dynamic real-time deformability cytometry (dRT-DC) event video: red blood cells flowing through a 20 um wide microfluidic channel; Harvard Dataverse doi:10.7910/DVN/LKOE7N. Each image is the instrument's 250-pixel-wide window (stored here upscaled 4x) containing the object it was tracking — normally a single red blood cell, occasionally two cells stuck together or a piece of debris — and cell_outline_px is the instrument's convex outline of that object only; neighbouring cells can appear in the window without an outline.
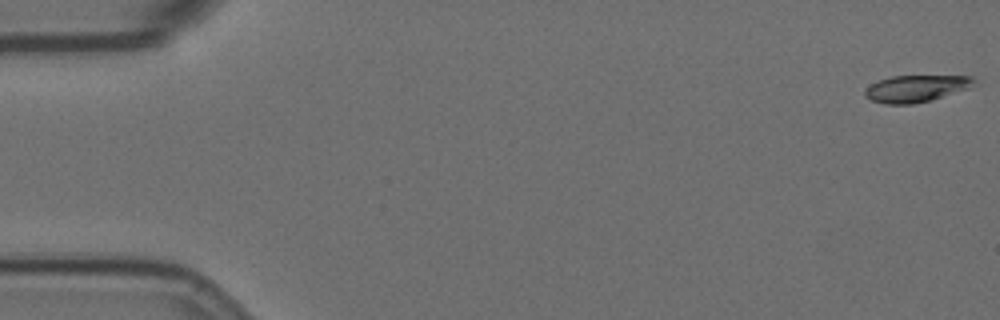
{"species": "Egyptian fruit bat (a non-hibernating species)", "species_latin": "Rousettus aegyptiacus", "temperature_condition": "room temperature", "stored_images_in_passage": 57, "camera_frame_rate_fps": 3000, "um_per_image_px": 0.085, "animal": {"sex": "female"}, "frame": {"image": 1, "passage_image": 1, "time_ms": 0.0, "image_size_px": [1000, 320], "cell_outline_px": [[976, 80], [968, 88], [932, 100], [912, 104], [884, 104], [872, 100], [864, 96], [864, 92], [872, 84], [880, 80], [892, 76], [972, 76]], "centroid_in_image_um": [77.85, 7.53], "position_along_channel_um": 7.1, "area_um2": 16.82}}
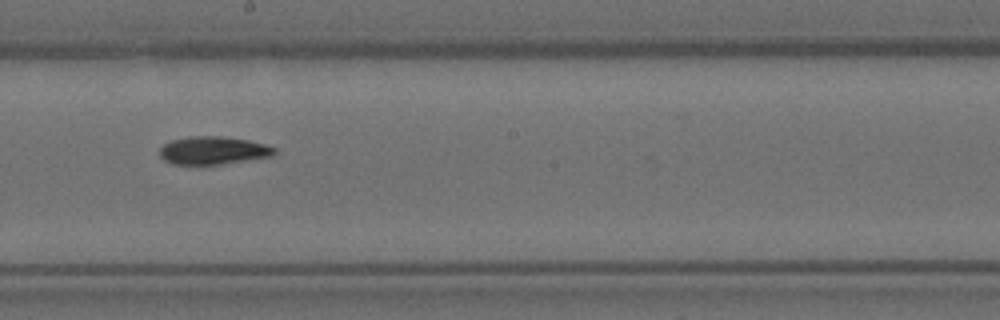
{"frame": {"image": 2, "passage_image": 32, "time_ms": 10.333, "image_size_px": [1000, 320], "cell_outline_px": [[276, 152], [272, 156], [220, 164], [172, 164], [164, 160], [160, 156], [160, 148], [164, 144], [172, 140], [188, 136], [220, 136], [248, 140], [264, 144], [276, 148]], "centroid_in_image_um": [18.1, 12.78], "position_along_channel_um": 230.1, "area_um2": 18.55}}
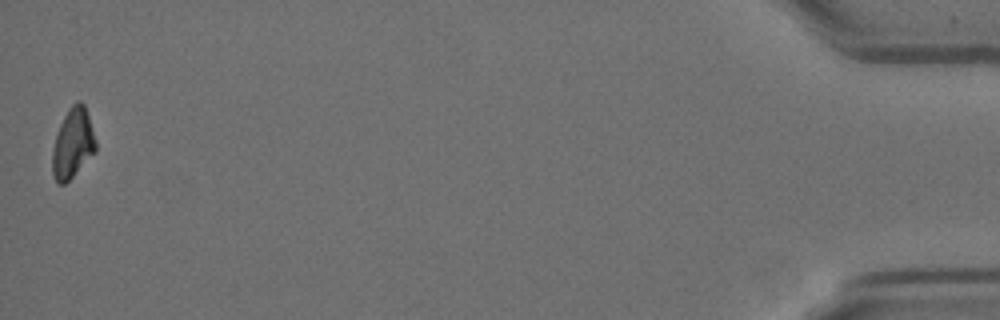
{"frame": {"image": 3, "passage_image": 57, "time_ms": 18.667, "image_size_px": [1000, 320], "cell_outline_px": [[96, 152], [64, 184], [56, 184], [52, 176], [52, 152], [56, 136], [60, 124], [68, 108], [76, 100], [80, 100], [84, 104], [96, 140]], "centroid_in_image_um": [6.18, 12.19], "position_along_channel_um": 429.0, "area_um2": 17.63}, "authors_computed_cell_mechanics": {"area_um2": 18.3804, "velocity_mm_per_s": 3.5532, "shape_relaxation_time_tau1_ms": null, "shape_relaxation_time_tau2_ms": 10.1651, "deformation_change_tau1": null, "deformation_change_tau2": 0.1574}}